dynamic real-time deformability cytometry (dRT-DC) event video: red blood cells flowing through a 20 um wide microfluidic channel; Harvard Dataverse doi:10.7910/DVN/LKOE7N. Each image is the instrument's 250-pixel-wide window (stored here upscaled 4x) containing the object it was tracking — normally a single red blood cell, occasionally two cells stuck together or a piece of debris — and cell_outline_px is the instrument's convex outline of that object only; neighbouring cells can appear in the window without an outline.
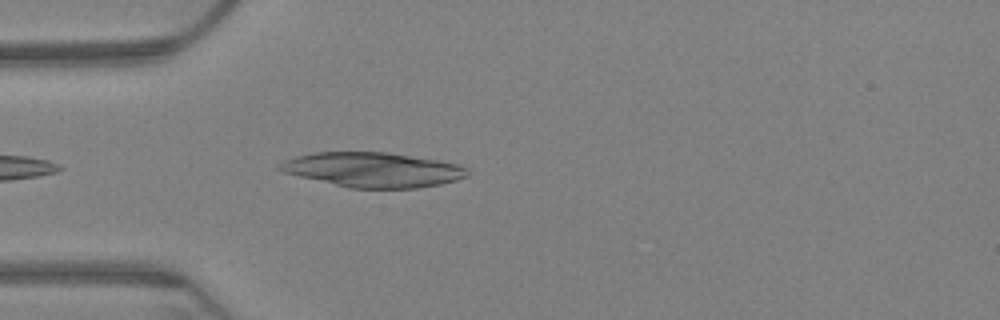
{"species": "Egyptian fruit bat (a non-hibernating species)", "species_latin": "Rousettus aegyptiacus", "temperature_condition": "warm", "stored_images_in_passage": 31, "camera_frame_rate_fps": 3000, "um_per_image_px": 0.085, "animal": {"sex": "female"}, "frame": {"image": 1, "passage_image": 3, "time_ms": 0.667, "image_size_px": [1000, 320], "cell_outline_px": [[468, 176], [456, 180], [440, 184], [416, 188], [348, 188], [280, 172], [276, 168], [284, 160], [296, 156], [312, 152], [388, 152], [460, 164], [468, 168]], "centroid_in_image_um": [31.66, 14.43], "position_along_channel_um": 53.3, "area_um2": 38.21}}
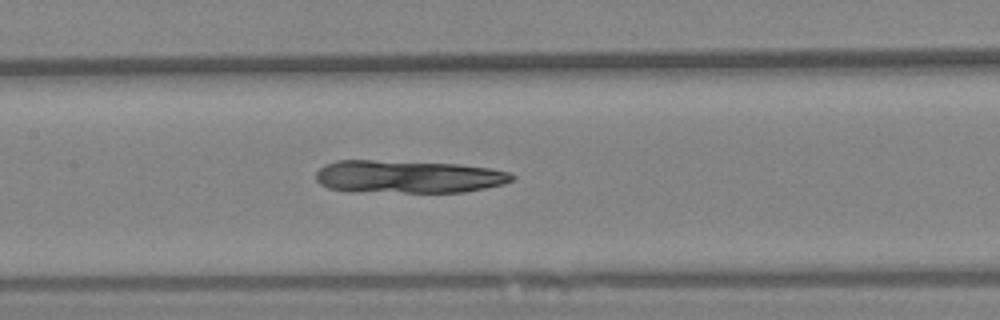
{"frame": {"image": 2, "passage_image": 15, "time_ms": 4.667, "image_size_px": [1000, 320], "cell_outline_px": [[516, 176], [512, 180], [504, 184], [464, 192], [352, 192], [328, 188], [320, 184], [316, 180], [316, 172], [324, 164], [336, 160], [372, 160], [460, 164], [488, 168], [508, 172]], "centroid_in_image_um": [34.64, 15.02], "position_along_channel_um": 172.8, "area_um2": 37.74}}
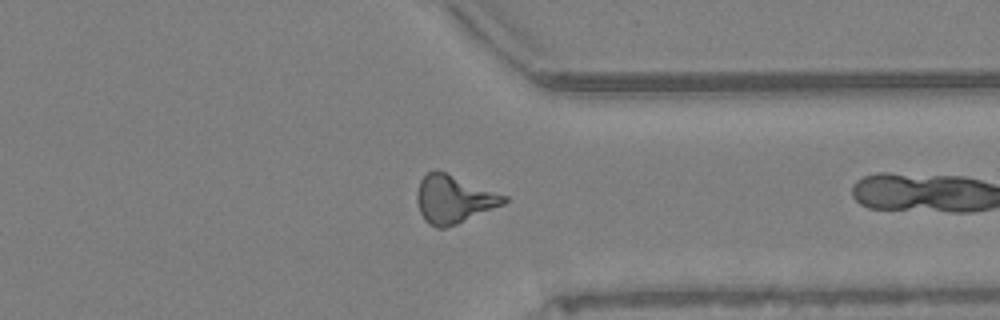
{"frame": {"image": 3, "passage_image": 30, "time_ms": 9.667, "image_size_px": [1000, 320], "cell_outline_px": [[508, 200], [504, 204], [456, 224], [444, 228], [436, 228], [428, 224], [424, 220], [420, 212], [416, 200], [416, 192], [420, 180], [428, 172], [436, 168], [508, 196]], "centroid_in_image_um": [38.54, 16.92], "position_along_channel_um": 372.9, "area_um2": 24.45}}